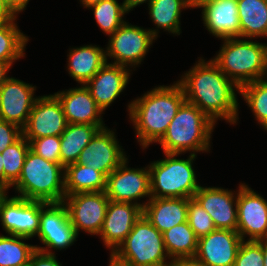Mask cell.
I'll return each mask as SVG.
<instances>
[{"mask_svg": "<svg viewBox=\"0 0 267 266\" xmlns=\"http://www.w3.org/2000/svg\"><path fill=\"white\" fill-rule=\"evenodd\" d=\"M261 244V248L263 251V266H267V237L257 240Z\"/></svg>", "mask_w": 267, "mask_h": 266, "instance_id": "f6af8a7d", "label": "cell"}, {"mask_svg": "<svg viewBox=\"0 0 267 266\" xmlns=\"http://www.w3.org/2000/svg\"><path fill=\"white\" fill-rule=\"evenodd\" d=\"M261 244L255 240H243L235 259L234 266H263Z\"/></svg>", "mask_w": 267, "mask_h": 266, "instance_id": "d590c367", "label": "cell"}, {"mask_svg": "<svg viewBox=\"0 0 267 266\" xmlns=\"http://www.w3.org/2000/svg\"><path fill=\"white\" fill-rule=\"evenodd\" d=\"M65 168L48 161L29 149L20 178L12 186L18 197L45 203L63 202Z\"/></svg>", "mask_w": 267, "mask_h": 266, "instance_id": "5b68a950", "label": "cell"}, {"mask_svg": "<svg viewBox=\"0 0 267 266\" xmlns=\"http://www.w3.org/2000/svg\"><path fill=\"white\" fill-rule=\"evenodd\" d=\"M168 266H202L194 259H173Z\"/></svg>", "mask_w": 267, "mask_h": 266, "instance_id": "b9f144b4", "label": "cell"}, {"mask_svg": "<svg viewBox=\"0 0 267 266\" xmlns=\"http://www.w3.org/2000/svg\"><path fill=\"white\" fill-rule=\"evenodd\" d=\"M109 201L105 191L65 196L63 203L77 235L80 230L93 236L99 235Z\"/></svg>", "mask_w": 267, "mask_h": 266, "instance_id": "8fae6325", "label": "cell"}, {"mask_svg": "<svg viewBox=\"0 0 267 266\" xmlns=\"http://www.w3.org/2000/svg\"><path fill=\"white\" fill-rule=\"evenodd\" d=\"M193 198L212 217L216 229L237 231L238 190L200 186Z\"/></svg>", "mask_w": 267, "mask_h": 266, "instance_id": "d6986e66", "label": "cell"}, {"mask_svg": "<svg viewBox=\"0 0 267 266\" xmlns=\"http://www.w3.org/2000/svg\"><path fill=\"white\" fill-rule=\"evenodd\" d=\"M192 8L190 0H152L148 4L150 19L156 26L149 29L157 38L159 29H163L173 35H180L181 12L183 9Z\"/></svg>", "mask_w": 267, "mask_h": 266, "instance_id": "d4e9b609", "label": "cell"}, {"mask_svg": "<svg viewBox=\"0 0 267 266\" xmlns=\"http://www.w3.org/2000/svg\"><path fill=\"white\" fill-rule=\"evenodd\" d=\"M142 215L143 208L137 204L109 201L99 236L110 254L124 242Z\"/></svg>", "mask_w": 267, "mask_h": 266, "instance_id": "ac0fdd59", "label": "cell"}, {"mask_svg": "<svg viewBox=\"0 0 267 266\" xmlns=\"http://www.w3.org/2000/svg\"><path fill=\"white\" fill-rule=\"evenodd\" d=\"M216 123L198 107L185 101L158 142L163 153H210L212 132Z\"/></svg>", "mask_w": 267, "mask_h": 266, "instance_id": "3957f363", "label": "cell"}, {"mask_svg": "<svg viewBox=\"0 0 267 266\" xmlns=\"http://www.w3.org/2000/svg\"><path fill=\"white\" fill-rule=\"evenodd\" d=\"M185 101L184 90L176 81L169 86H155L128 104L130 123L134 126L136 139L143 150L162 139Z\"/></svg>", "mask_w": 267, "mask_h": 266, "instance_id": "7a4b0ae2", "label": "cell"}, {"mask_svg": "<svg viewBox=\"0 0 267 266\" xmlns=\"http://www.w3.org/2000/svg\"><path fill=\"white\" fill-rule=\"evenodd\" d=\"M35 91L33 84L9 77L0 87V119L23 129L38 98Z\"/></svg>", "mask_w": 267, "mask_h": 266, "instance_id": "e0dca14e", "label": "cell"}, {"mask_svg": "<svg viewBox=\"0 0 267 266\" xmlns=\"http://www.w3.org/2000/svg\"><path fill=\"white\" fill-rule=\"evenodd\" d=\"M87 9H92L98 27L106 35H112L125 21L127 14L123 3L117 0H103Z\"/></svg>", "mask_w": 267, "mask_h": 266, "instance_id": "d6a6232c", "label": "cell"}, {"mask_svg": "<svg viewBox=\"0 0 267 266\" xmlns=\"http://www.w3.org/2000/svg\"><path fill=\"white\" fill-rule=\"evenodd\" d=\"M157 38L149 29L135 26L125 21L112 35L109 36L105 48L106 62L110 64L136 68L144 60L150 46ZM129 66V67H128Z\"/></svg>", "mask_w": 267, "mask_h": 266, "instance_id": "ba28073f", "label": "cell"}, {"mask_svg": "<svg viewBox=\"0 0 267 266\" xmlns=\"http://www.w3.org/2000/svg\"><path fill=\"white\" fill-rule=\"evenodd\" d=\"M0 188L4 191V169H3L1 153H0Z\"/></svg>", "mask_w": 267, "mask_h": 266, "instance_id": "7dc6e473", "label": "cell"}, {"mask_svg": "<svg viewBox=\"0 0 267 266\" xmlns=\"http://www.w3.org/2000/svg\"><path fill=\"white\" fill-rule=\"evenodd\" d=\"M84 8H89L92 5L98 4L103 0H79Z\"/></svg>", "mask_w": 267, "mask_h": 266, "instance_id": "c3c4849f", "label": "cell"}, {"mask_svg": "<svg viewBox=\"0 0 267 266\" xmlns=\"http://www.w3.org/2000/svg\"><path fill=\"white\" fill-rule=\"evenodd\" d=\"M7 6L18 15L20 12H23L30 0H3Z\"/></svg>", "mask_w": 267, "mask_h": 266, "instance_id": "ab89813d", "label": "cell"}, {"mask_svg": "<svg viewBox=\"0 0 267 266\" xmlns=\"http://www.w3.org/2000/svg\"><path fill=\"white\" fill-rule=\"evenodd\" d=\"M103 128L106 126L68 123L60 136L61 165L65 168L69 164L76 163L84 147Z\"/></svg>", "mask_w": 267, "mask_h": 266, "instance_id": "484cf974", "label": "cell"}, {"mask_svg": "<svg viewBox=\"0 0 267 266\" xmlns=\"http://www.w3.org/2000/svg\"><path fill=\"white\" fill-rule=\"evenodd\" d=\"M65 194L101 192L106 188V176L93 167L82 164H69L65 167Z\"/></svg>", "mask_w": 267, "mask_h": 266, "instance_id": "83f0119b", "label": "cell"}, {"mask_svg": "<svg viewBox=\"0 0 267 266\" xmlns=\"http://www.w3.org/2000/svg\"><path fill=\"white\" fill-rule=\"evenodd\" d=\"M37 237L45 247L35 245L36 249L50 254H54V251L51 252L53 249L65 250L77 241L78 235L63 202L40 201V228Z\"/></svg>", "mask_w": 267, "mask_h": 266, "instance_id": "9c48e42d", "label": "cell"}, {"mask_svg": "<svg viewBox=\"0 0 267 266\" xmlns=\"http://www.w3.org/2000/svg\"><path fill=\"white\" fill-rule=\"evenodd\" d=\"M132 69L120 65H105L85 84L97 106L104 112L126 88Z\"/></svg>", "mask_w": 267, "mask_h": 266, "instance_id": "ffe728a7", "label": "cell"}, {"mask_svg": "<svg viewBox=\"0 0 267 266\" xmlns=\"http://www.w3.org/2000/svg\"><path fill=\"white\" fill-rule=\"evenodd\" d=\"M109 266H131V265L118 260L114 255L110 254Z\"/></svg>", "mask_w": 267, "mask_h": 266, "instance_id": "bcb514c9", "label": "cell"}, {"mask_svg": "<svg viewBox=\"0 0 267 266\" xmlns=\"http://www.w3.org/2000/svg\"><path fill=\"white\" fill-rule=\"evenodd\" d=\"M189 198L146 199L143 215L161 233L173 226L187 222Z\"/></svg>", "mask_w": 267, "mask_h": 266, "instance_id": "603a6c76", "label": "cell"}, {"mask_svg": "<svg viewBox=\"0 0 267 266\" xmlns=\"http://www.w3.org/2000/svg\"><path fill=\"white\" fill-rule=\"evenodd\" d=\"M164 155L165 159L148 165L151 198H193L201 186L193 168L197 155L190 154L187 159L177 158V153Z\"/></svg>", "mask_w": 267, "mask_h": 266, "instance_id": "8992f818", "label": "cell"}, {"mask_svg": "<svg viewBox=\"0 0 267 266\" xmlns=\"http://www.w3.org/2000/svg\"><path fill=\"white\" fill-rule=\"evenodd\" d=\"M54 95L62 104L67 123L106 125L102 118L104 112L97 106L85 85L58 91Z\"/></svg>", "mask_w": 267, "mask_h": 266, "instance_id": "44dd1931", "label": "cell"}, {"mask_svg": "<svg viewBox=\"0 0 267 266\" xmlns=\"http://www.w3.org/2000/svg\"><path fill=\"white\" fill-rule=\"evenodd\" d=\"M127 158L114 130L100 129L81 151L76 163L93 167L106 177Z\"/></svg>", "mask_w": 267, "mask_h": 266, "instance_id": "5bb4252c", "label": "cell"}, {"mask_svg": "<svg viewBox=\"0 0 267 266\" xmlns=\"http://www.w3.org/2000/svg\"><path fill=\"white\" fill-rule=\"evenodd\" d=\"M128 163L126 159L106 177L105 194L111 201L133 203L144 208L146 202L139 203L138 200L151 199L148 166L131 168Z\"/></svg>", "mask_w": 267, "mask_h": 266, "instance_id": "30bf717a", "label": "cell"}, {"mask_svg": "<svg viewBox=\"0 0 267 266\" xmlns=\"http://www.w3.org/2000/svg\"><path fill=\"white\" fill-rule=\"evenodd\" d=\"M23 135L22 129L10 122L0 119V153Z\"/></svg>", "mask_w": 267, "mask_h": 266, "instance_id": "74e56055", "label": "cell"}, {"mask_svg": "<svg viewBox=\"0 0 267 266\" xmlns=\"http://www.w3.org/2000/svg\"><path fill=\"white\" fill-rule=\"evenodd\" d=\"M56 257L55 253L50 254L36 249L28 264L29 266H62Z\"/></svg>", "mask_w": 267, "mask_h": 266, "instance_id": "f35d334b", "label": "cell"}, {"mask_svg": "<svg viewBox=\"0 0 267 266\" xmlns=\"http://www.w3.org/2000/svg\"><path fill=\"white\" fill-rule=\"evenodd\" d=\"M16 16L7 4L3 0H0V24L10 21Z\"/></svg>", "mask_w": 267, "mask_h": 266, "instance_id": "60d3db41", "label": "cell"}, {"mask_svg": "<svg viewBox=\"0 0 267 266\" xmlns=\"http://www.w3.org/2000/svg\"><path fill=\"white\" fill-rule=\"evenodd\" d=\"M205 29L219 39L240 37L237 0H213L201 4Z\"/></svg>", "mask_w": 267, "mask_h": 266, "instance_id": "7402d4cb", "label": "cell"}, {"mask_svg": "<svg viewBox=\"0 0 267 266\" xmlns=\"http://www.w3.org/2000/svg\"><path fill=\"white\" fill-rule=\"evenodd\" d=\"M69 75L85 85L106 63L105 48L99 45H84L69 49L67 54Z\"/></svg>", "mask_w": 267, "mask_h": 266, "instance_id": "cb8c5ba5", "label": "cell"}, {"mask_svg": "<svg viewBox=\"0 0 267 266\" xmlns=\"http://www.w3.org/2000/svg\"><path fill=\"white\" fill-rule=\"evenodd\" d=\"M240 37H267V0H237Z\"/></svg>", "mask_w": 267, "mask_h": 266, "instance_id": "4316f807", "label": "cell"}, {"mask_svg": "<svg viewBox=\"0 0 267 266\" xmlns=\"http://www.w3.org/2000/svg\"><path fill=\"white\" fill-rule=\"evenodd\" d=\"M242 241L237 231L215 229L198 239L193 259L202 266H234Z\"/></svg>", "mask_w": 267, "mask_h": 266, "instance_id": "2e32d148", "label": "cell"}, {"mask_svg": "<svg viewBox=\"0 0 267 266\" xmlns=\"http://www.w3.org/2000/svg\"><path fill=\"white\" fill-rule=\"evenodd\" d=\"M30 149L40 157L61 164L60 157V136H47L32 139Z\"/></svg>", "mask_w": 267, "mask_h": 266, "instance_id": "8d00e7d4", "label": "cell"}, {"mask_svg": "<svg viewBox=\"0 0 267 266\" xmlns=\"http://www.w3.org/2000/svg\"><path fill=\"white\" fill-rule=\"evenodd\" d=\"M12 65L8 62H0V87L5 83V81L10 77L7 76Z\"/></svg>", "mask_w": 267, "mask_h": 266, "instance_id": "ee69618b", "label": "cell"}, {"mask_svg": "<svg viewBox=\"0 0 267 266\" xmlns=\"http://www.w3.org/2000/svg\"><path fill=\"white\" fill-rule=\"evenodd\" d=\"M0 198V222L7 234L36 237L40 228V201L27 200L17 195Z\"/></svg>", "mask_w": 267, "mask_h": 266, "instance_id": "7c38bea8", "label": "cell"}, {"mask_svg": "<svg viewBox=\"0 0 267 266\" xmlns=\"http://www.w3.org/2000/svg\"><path fill=\"white\" fill-rule=\"evenodd\" d=\"M112 255L131 266H168L171 261L163 234L144 215Z\"/></svg>", "mask_w": 267, "mask_h": 266, "instance_id": "52a82bcc", "label": "cell"}, {"mask_svg": "<svg viewBox=\"0 0 267 266\" xmlns=\"http://www.w3.org/2000/svg\"><path fill=\"white\" fill-rule=\"evenodd\" d=\"M5 194V192L0 188V198Z\"/></svg>", "mask_w": 267, "mask_h": 266, "instance_id": "816d5d0a", "label": "cell"}, {"mask_svg": "<svg viewBox=\"0 0 267 266\" xmlns=\"http://www.w3.org/2000/svg\"><path fill=\"white\" fill-rule=\"evenodd\" d=\"M152 0H123V5L127 13L132 11L137 6H140L143 3L149 4Z\"/></svg>", "mask_w": 267, "mask_h": 266, "instance_id": "7bdbcfd3", "label": "cell"}, {"mask_svg": "<svg viewBox=\"0 0 267 266\" xmlns=\"http://www.w3.org/2000/svg\"><path fill=\"white\" fill-rule=\"evenodd\" d=\"M262 126L263 127H261V128H263V129H265L267 131V120L265 121V123Z\"/></svg>", "mask_w": 267, "mask_h": 266, "instance_id": "f907efd6", "label": "cell"}, {"mask_svg": "<svg viewBox=\"0 0 267 266\" xmlns=\"http://www.w3.org/2000/svg\"><path fill=\"white\" fill-rule=\"evenodd\" d=\"M209 1H213V0H190L192 9L193 8L197 9L201 4L207 3Z\"/></svg>", "mask_w": 267, "mask_h": 266, "instance_id": "681fc988", "label": "cell"}, {"mask_svg": "<svg viewBox=\"0 0 267 266\" xmlns=\"http://www.w3.org/2000/svg\"><path fill=\"white\" fill-rule=\"evenodd\" d=\"M31 238L12 234L0 235V266H25L36 246L25 243ZM25 240V241H24Z\"/></svg>", "mask_w": 267, "mask_h": 266, "instance_id": "4dcf8cb0", "label": "cell"}, {"mask_svg": "<svg viewBox=\"0 0 267 266\" xmlns=\"http://www.w3.org/2000/svg\"><path fill=\"white\" fill-rule=\"evenodd\" d=\"M17 17L0 24V62H8L13 66L16 60L25 57L26 45L29 42L17 26Z\"/></svg>", "mask_w": 267, "mask_h": 266, "instance_id": "f546056e", "label": "cell"}, {"mask_svg": "<svg viewBox=\"0 0 267 266\" xmlns=\"http://www.w3.org/2000/svg\"><path fill=\"white\" fill-rule=\"evenodd\" d=\"M163 240L171 260L193 259L197 251L198 238L188 222H183L165 231Z\"/></svg>", "mask_w": 267, "mask_h": 266, "instance_id": "f1b7e54d", "label": "cell"}, {"mask_svg": "<svg viewBox=\"0 0 267 266\" xmlns=\"http://www.w3.org/2000/svg\"><path fill=\"white\" fill-rule=\"evenodd\" d=\"M222 45L212 60L239 88L266 77L267 44L248 38L222 39Z\"/></svg>", "mask_w": 267, "mask_h": 266, "instance_id": "277c9868", "label": "cell"}, {"mask_svg": "<svg viewBox=\"0 0 267 266\" xmlns=\"http://www.w3.org/2000/svg\"><path fill=\"white\" fill-rule=\"evenodd\" d=\"M237 232L243 240L267 237V201L245 183H240L237 198Z\"/></svg>", "mask_w": 267, "mask_h": 266, "instance_id": "4fadbf2b", "label": "cell"}, {"mask_svg": "<svg viewBox=\"0 0 267 266\" xmlns=\"http://www.w3.org/2000/svg\"><path fill=\"white\" fill-rule=\"evenodd\" d=\"M187 222L198 239L216 229L212 217L194 198L188 201Z\"/></svg>", "mask_w": 267, "mask_h": 266, "instance_id": "e575fe53", "label": "cell"}, {"mask_svg": "<svg viewBox=\"0 0 267 266\" xmlns=\"http://www.w3.org/2000/svg\"><path fill=\"white\" fill-rule=\"evenodd\" d=\"M239 94L249 106L259 125L267 120V79L263 78L240 87Z\"/></svg>", "mask_w": 267, "mask_h": 266, "instance_id": "836d02e7", "label": "cell"}, {"mask_svg": "<svg viewBox=\"0 0 267 266\" xmlns=\"http://www.w3.org/2000/svg\"><path fill=\"white\" fill-rule=\"evenodd\" d=\"M30 149L29 141L22 135L2 153L4 169V192L6 193L20 178L26 155Z\"/></svg>", "mask_w": 267, "mask_h": 266, "instance_id": "1f68e13d", "label": "cell"}, {"mask_svg": "<svg viewBox=\"0 0 267 266\" xmlns=\"http://www.w3.org/2000/svg\"><path fill=\"white\" fill-rule=\"evenodd\" d=\"M67 124L58 98L54 94L43 95L36 99L22 132L30 142L47 136H61Z\"/></svg>", "mask_w": 267, "mask_h": 266, "instance_id": "9a60e30c", "label": "cell"}, {"mask_svg": "<svg viewBox=\"0 0 267 266\" xmlns=\"http://www.w3.org/2000/svg\"><path fill=\"white\" fill-rule=\"evenodd\" d=\"M178 82L184 90L186 101L198 107L213 122L222 119L232 125L237 124V92L240 88L212 59L206 61L200 57Z\"/></svg>", "mask_w": 267, "mask_h": 266, "instance_id": "6da1fadb", "label": "cell"}]
</instances>
